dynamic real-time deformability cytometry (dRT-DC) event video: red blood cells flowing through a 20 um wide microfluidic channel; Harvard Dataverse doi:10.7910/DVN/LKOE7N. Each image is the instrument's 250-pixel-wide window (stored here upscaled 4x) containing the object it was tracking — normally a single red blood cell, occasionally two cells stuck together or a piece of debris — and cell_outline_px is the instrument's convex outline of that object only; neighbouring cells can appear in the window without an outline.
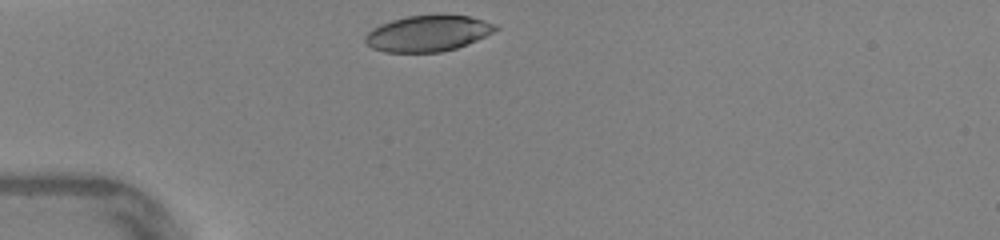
{"species": "human", "species_latin": "Homo sapiens", "temperature_condition": "warm", "stored_images_in_passage": 26, "camera_frame_rate_fps": 3000, "um_per_image_px": 0.085, "donor": {"sex": "female"}, "frame": {"image": 1, "passage_image": 1, "time_ms": 0.0, "image_size_px": [1000, 240], "cell_outline_px": [[500, 28], [476, 40], [456, 48], [440, 52], [384, 52], [372, 48], [364, 40], [364, 36], [372, 28], [380, 24], [392, 20], [408, 16], [472, 16], [496, 24]], "centroid_in_image_um": [36.35, 2.85], "position_along_channel_um": 48.7, "area_um2": 26.99}}
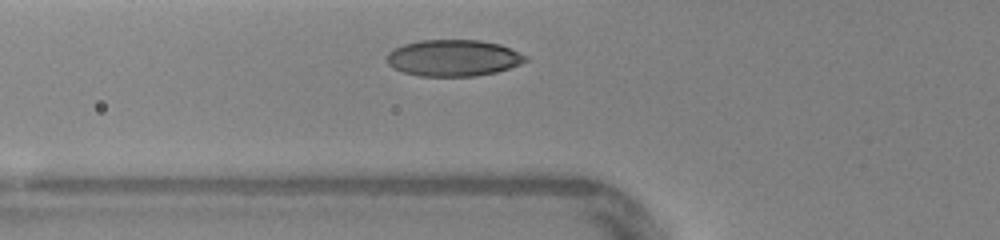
{"frame": {"image": 2, "passage_image": 5, "time_ms": 1.333, "image_size_px": [1000, 240], "cell_outline_px": [[528, 60], [520, 64], [496, 72], [476, 76], [420, 76], [404, 72], [392, 68], [388, 64], [384, 56], [388, 52], [404, 44], [420, 40], [480, 40], [500, 44], [528, 56]], "centroid_in_image_um": [38.52, 4.93], "position_along_channel_um": 87.3, "area_um2": 29.59}}
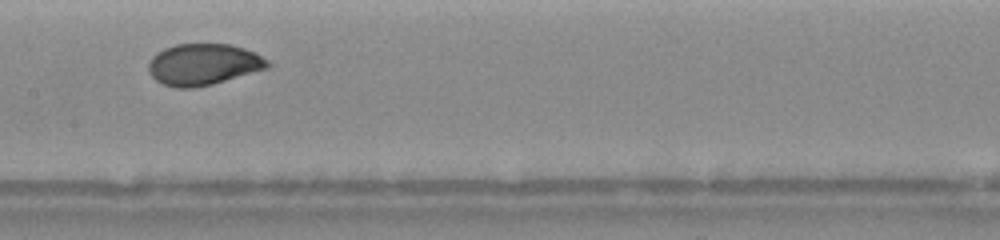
{"frame": {"image": 3, "passage_image": 12, "time_ms": 3.667, "image_size_px": [1000, 240], "cell_outline_px": [[272, 64], [268, 68], [212, 84], [192, 88], [176, 88], [160, 84], [152, 76], [148, 68], [148, 60], [156, 52], [164, 48], [176, 44], [232, 44], [256, 52], [272, 60]], "centroid_in_image_um": [17.31, 5.47], "position_along_channel_um": 190.1, "area_um2": 29.19}, "authors_computed_cell_mechanics": {"area_um2": 28.8133, "velocity_mm_per_s": 4.3719, "shape_relaxation_time_tau1_ms": 3.1533, "shape_relaxation_time_tau2_ms": null, "deformation_change_tau1": 0.1423, "deformation_change_tau2": null}}